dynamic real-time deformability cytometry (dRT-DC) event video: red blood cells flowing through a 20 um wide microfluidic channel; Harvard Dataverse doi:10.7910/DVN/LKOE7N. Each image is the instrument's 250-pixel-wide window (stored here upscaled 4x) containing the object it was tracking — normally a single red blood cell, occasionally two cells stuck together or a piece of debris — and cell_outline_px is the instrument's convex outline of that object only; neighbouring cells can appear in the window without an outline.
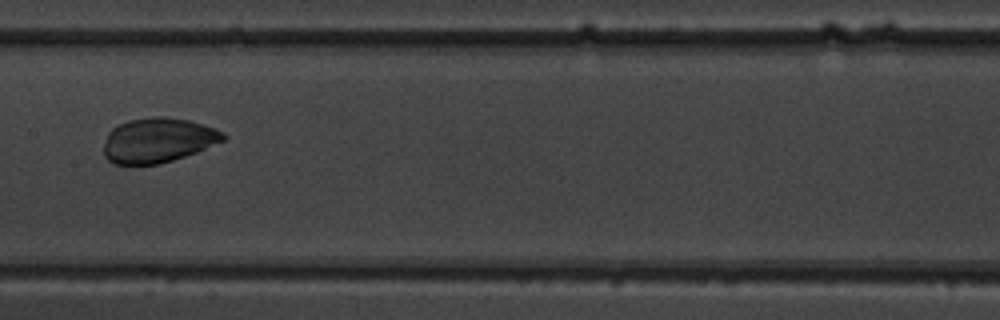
{"species": "common noctule bat (a hibernating species)", "species_latin": "Nyctalus noctula", "temperature_condition": "warm", "stored_images_in_passage": 12, "camera_frame_rate_fps": 3000, "um_per_image_px": 0.085, "animal": {"sex": "male", "body_mass_g": 19.5, "forearm_length_mm": 54.6}, "frame": {"image": 1, "passage_image": 4, "time_ms": 3.667, "image_size_px": [1000, 320], "cell_outline_px": [[228, 136], [224, 140], [196, 152], [172, 160], [156, 164], [116, 164], [108, 160], [104, 156], [104, 144], [108, 132], [116, 124], [128, 120], [152, 116], [164, 116], [188, 120], [216, 128], [224, 132]], "centroid_in_image_um": [13.42, 11.9], "position_along_channel_um": 194.0, "area_um2": 31.21}}
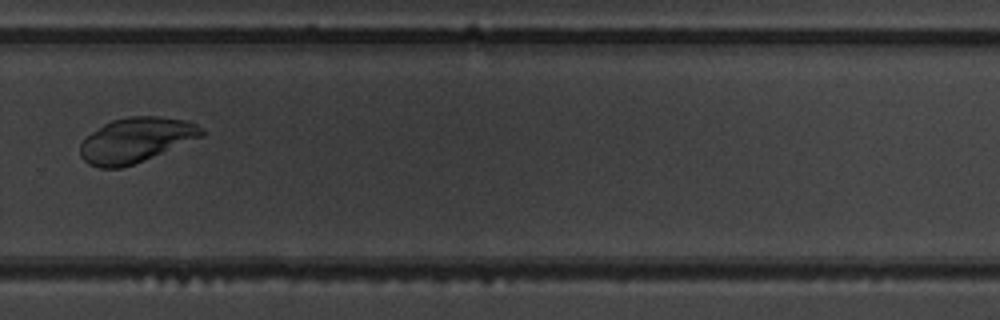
{"frame": {"image": 2, "passage_image": 7, "time_ms": 7.0, "image_size_px": [1000, 320], "cell_outline_px": [[204, 136], [144, 160], [120, 168], [100, 168], [88, 164], [80, 156], [80, 144], [88, 136], [104, 124], [112, 120], [128, 116], [160, 116], [184, 120], [196, 124], [204, 128]], "centroid_in_image_um": [11.57, 11.9], "position_along_channel_um": 318.2, "area_um2": 31.56}}
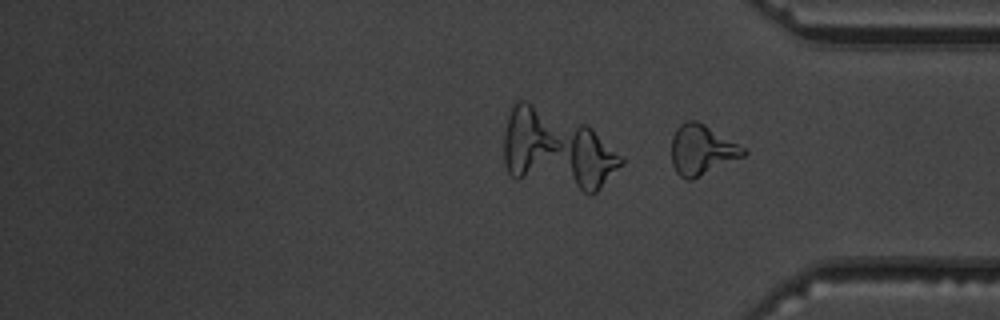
{"frame": {"image": 3, "passage_image": 12, "time_ms": 13.667, "image_size_px": [1000, 320], "cell_outline_px": [[748, 152], [744, 156], [692, 180], [688, 180], [680, 176], [676, 172], [672, 164], [672, 136], [676, 128], [680, 124], [688, 120], [696, 120], [704, 124], [744, 148]], "centroid_in_image_um": [59.62, 12.75], "position_along_channel_um": 375.6, "area_um2": 20.81}}